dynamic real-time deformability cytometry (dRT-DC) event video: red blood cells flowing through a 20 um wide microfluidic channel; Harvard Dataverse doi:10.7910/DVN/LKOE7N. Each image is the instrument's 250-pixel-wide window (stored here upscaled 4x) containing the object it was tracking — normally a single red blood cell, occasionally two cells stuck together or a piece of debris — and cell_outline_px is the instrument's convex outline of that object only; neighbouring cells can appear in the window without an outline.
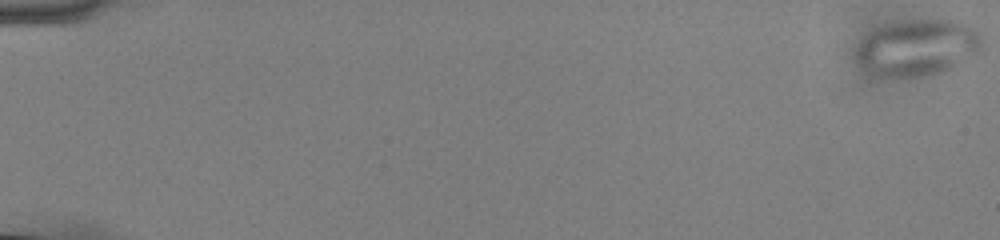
{"species": "common noctule bat (a hibernating species)", "species_latin": "Nyctalus noctula", "temperature_condition": "cold", "stored_images_in_passage": 57, "camera_frame_rate_fps": 3000, "um_per_image_px": 0.085, "animal": {"sex": "male", "body_mass_g": 13.0, "forearm_length_mm": 53.1}, "frame": {"image": 1, "passage_image": 1, "time_ms": 0.0, "image_size_px": [1000, 240], "cell_outline_px": [[980, 52], [948, 68], [936, 72], [916, 76], [880, 76], [864, 68], [856, 60], [856, 48], [860, 40], [868, 32], [876, 28], [888, 24], [912, 20], [948, 20], [964, 24], [980, 32]], "centroid_in_image_um": [77.93, 4.02], "position_along_channel_um": 7.1, "area_um2": 40.29}}
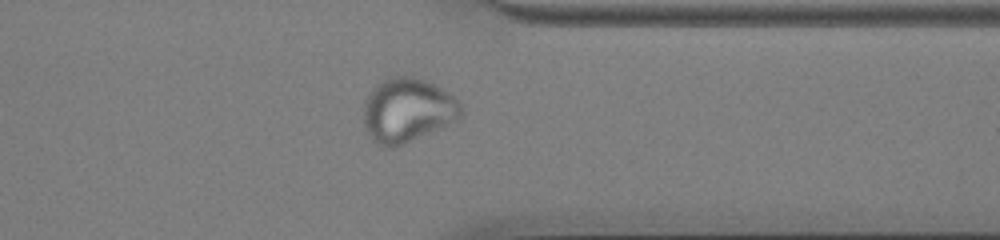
{"frame": {"image": 2, "passage_image": 46, "time_ms": 15.0, "image_size_px": [1000, 240], "cell_outline_px": [[464, 112], [456, 120], [440, 128], [392, 148], [384, 148], [372, 140], [368, 136], [364, 124], [364, 104], [372, 88], [384, 80], [392, 76], [412, 76], [424, 80], [448, 92], [464, 108]], "centroid_in_image_um": [34.62, 9.38], "position_along_channel_um": 376.8, "area_um2": 36.13}}
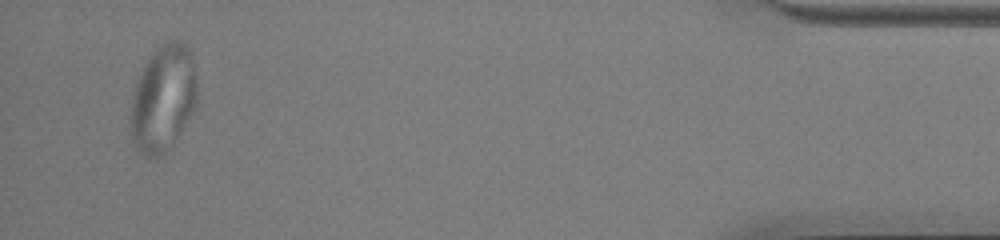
{"frame": {"image": 3, "passage_image": 55, "time_ms": 18.0, "image_size_px": [1000, 240], "cell_outline_px": [[196, 104], [192, 112], [172, 148], [160, 156], [152, 160], [144, 156], [136, 148], [132, 140], [132, 96], [136, 80], [144, 64], [152, 52], [156, 48], [172, 40], [180, 40], [192, 52], [196, 76]], "centroid_in_image_um": [13.88, 8.39], "position_along_channel_um": 421.3, "area_um2": 41.56}}